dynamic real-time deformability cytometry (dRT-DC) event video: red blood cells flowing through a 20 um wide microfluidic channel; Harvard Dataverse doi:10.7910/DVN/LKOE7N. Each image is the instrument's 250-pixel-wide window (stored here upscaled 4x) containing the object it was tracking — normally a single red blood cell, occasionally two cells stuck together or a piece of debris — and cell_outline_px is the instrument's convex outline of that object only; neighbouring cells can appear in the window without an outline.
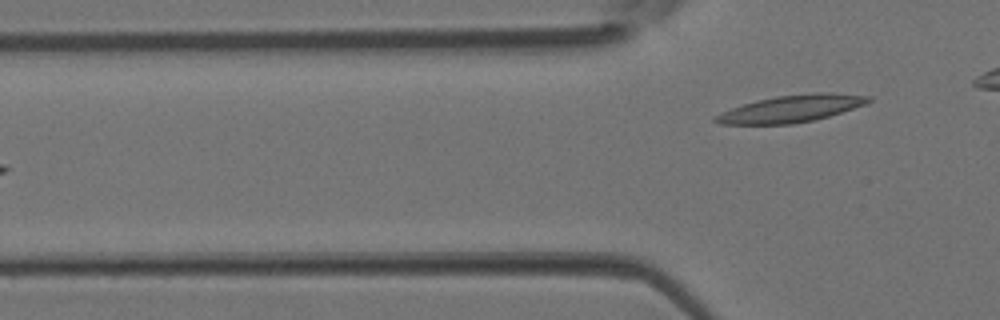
{"species": "Egyptian fruit bat (a non-hibernating species)", "species_latin": "Rousettus aegyptiacus", "temperature_condition": "room temperature", "stored_images_in_passage": 5, "camera_frame_rate_fps": 3000, "um_per_image_px": 0.085, "animal": {"sex": "female"}, "frame": {"image": 1, "passage_image": 5, "time_ms": 1.333, "image_size_px": [1000, 320], "cell_outline_px": [[872, 100], [864, 104], [828, 116], [812, 120], [792, 124], [720, 124], [712, 120], [712, 116], [720, 112], [756, 100], [776, 96], [812, 92], [828, 92], [872, 96]], "centroid_in_image_um": [67.21, 9.23], "position_along_channel_um": 58.6, "area_um2": 24.04}}